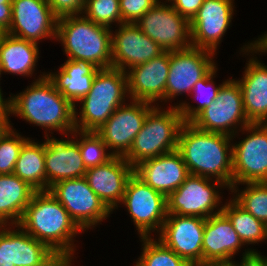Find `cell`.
Wrapping results in <instances>:
<instances>
[{
	"label": "cell",
	"mask_w": 267,
	"mask_h": 266,
	"mask_svg": "<svg viewBox=\"0 0 267 266\" xmlns=\"http://www.w3.org/2000/svg\"><path fill=\"white\" fill-rule=\"evenodd\" d=\"M18 225L56 253L61 266H72L74 237L84 231L49 190L33 194Z\"/></svg>",
	"instance_id": "1"
},
{
	"label": "cell",
	"mask_w": 267,
	"mask_h": 266,
	"mask_svg": "<svg viewBox=\"0 0 267 266\" xmlns=\"http://www.w3.org/2000/svg\"><path fill=\"white\" fill-rule=\"evenodd\" d=\"M9 97V115L44 128V138L50 136L48 133L52 130L63 136L75 130V106L61 95L45 72L26 90Z\"/></svg>",
	"instance_id": "2"
},
{
	"label": "cell",
	"mask_w": 267,
	"mask_h": 266,
	"mask_svg": "<svg viewBox=\"0 0 267 266\" xmlns=\"http://www.w3.org/2000/svg\"><path fill=\"white\" fill-rule=\"evenodd\" d=\"M232 137L221 133L200 130L184 122L178 136L177 150L190 175L208 177L233 185Z\"/></svg>",
	"instance_id": "3"
},
{
	"label": "cell",
	"mask_w": 267,
	"mask_h": 266,
	"mask_svg": "<svg viewBox=\"0 0 267 266\" xmlns=\"http://www.w3.org/2000/svg\"><path fill=\"white\" fill-rule=\"evenodd\" d=\"M55 40L63 45L68 60H84L98 69L112 67L111 29L83 14L59 18Z\"/></svg>",
	"instance_id": "4"
},
{
	"label": "cell",
	"mask_w": 267,
	"mask_h": 266,
	"mask_svg": "<svg viewBox=\"0 0 267 266\" xmlns=\"http://www.w3.org/2000/svg\"><path fill=\"white\" fill-rule=\"evenodd\" d=\"M125 97L130 98L126 72L114 67L98 69L90 91L79 101L80 115L75 108V130L96 131L126 103Z\"/></svg>",
	"instance_id": "5"
},
{
	"label": "cell",
	"mask_w": 267,
	"mask_h": 266,
	"mask_svg": "<svg viewBox=\"0 0 267 266\" xmlns=\"http://www.w3.org/2000/svg\"><path fill=\"white\" fill-rule=\"evenodd\" d=\"M170 106L165 110L161 105H155L148 112L143 127L123 157L133 168L144 160L177 150L184 121L179 108Z\"/></svg>",
	"instance_id": "6"
},
{
	"label": "cell",
	"mask_w": 267,
	"mask_h": 266,
	"mask_svg": "<svg viewBox=\"0 0 267 266\" xmlns=\"http://www.w3.org/2000/svg\"><path fill=\"white\" fill-rule=\"evenodd\" d=\"M190 123L200 130L229 135L232 139L236 135L239 136V132L251 122L244 111L243 96L238 81L230 78L223 81L214 102Z\"/></svg>",
	"instance_id": "7"
},
{
	"label": "cell",
	"mask_w": 267,
	"mask_h": 266,
	"mask_svg": "<svg viewBox=\"0 0 267 266\" xmlns=\"http://www.w3.org/2000/svg\"><path fill=\"white\" fill-rule=\"evenodd\" d=\"M222 188L228 187L221 181L189 175L180 187L166 197L167 214L202 217L205 219L220 214L223 207L220 205L222 197L219 191Z\"/></svg>",
	"instance_id": "8"
},
{
	"label": "cell",
	"mask_w": 267,
	"mask_h": 266,
	"mask_svg": "<svg viewBox=\"0 0 267 266\" xmlns=\"http://www.w3.org/2000/svg\"><path fill=\"white\" fill-rule=\"evenodd\" d=\"M121 204L127 208L140 237L160 233L167 217L166 197L147 185L135 173L126 184Z\"/></svg>",
	"instance_id": "9"
},
{
	"label": "cell",
	"mask_w": 267,
	"mask_h": 266,
	"mask_svg": "<svg viewBox=\"0 0 267 266\" xmlns=\"http://www.w3.org/2000/svg\"><path fill=\"white\" fill-rule=\"evenodd\" d=\"M49 192L84 232L102 224L112 213L90 188L85 177L59 181L49 188Z\"/></svg>",
	"instance_id": "10"
},
{
	"label": "cell",
	"mask_w": 267,
	"mask_h": 266,
	"mask_svg": "<svg viewBox=\"0 0 267 266\" xmlns=\"http://www.w3.org/2000/svg\"><path fill=\"white\" fill-rule=\"evenodd\" d=\"M241 131L248 135L232 144L233 185L267 182V125L250 123Z\"/></svg>",
	"instance_id": "11"
},
{
	"label": "cell",
	"mask_w": 267,
	"mask_h": 266,
	"mask_svg": "<svg viewBox=\"0 0 267 266\" xmlns=\"http://www.w3.org/2000/svg\"><path fill=\"white\" fill-rule=\"evenodd\" d=\"M164 2L156 3L135 24L164 51L192 47L190 21Z\"/></svg>",
	"instance_id": "12"
},
{
	"label": "cell",
	"mask_w": 267,
	"mask_h": 266,
	"mask_svg": "<svg viewBox=\"0 0 267 266\" xmlns=\"http://www.w3.org/2000/svg\"><path fill=\"white\" fill-rule=\"evenodd\" d=\"M215 54L196 47L170 52L165 103L183 93L190 95L194 85L216 66Z\"/></svg>",
	"instance_id": "13"
},
{
	"label": "cell",
	"mask_w": 267,
	"mask_h": 266,
	"mask_svg": "<svg viewBox=\"0 0 267 266\" xmlns=\"http://www.w3.org/2000/svg\"><path fill=\"white\" fill-rule=\"evenodd\" d=\"M127 104L118 107L95 131L114 156L124 157L129 152L134 138L143 127L148 112L155 106L137 100H131Z\"/></svg>",
	"instance_id": "14"
},
{
	"label": "cell",
	"mask_w": 267,
	"mask_h": 266,
	"mask_svg": "<svg viewBox=\"0 0 267 266\" xmlns=\"http://www.w3.org/2000/svg\"><path fill=\"white\" fill-rule=\"evenodd\" d=\"M205 218L167 214L158 239L192 266L203 265Z\"/></svg>",
	"instance_id": "15"
},
{
	"label": "cell",
	"mask_w": 267,
	"mask_h": 266,
	"mask_svg": "<svg viewBox=\"0 0 267 266\" xmlns=\"http://www.w3.org/2000/svg\"><path fill=\"white\" fill-rule=\"evenodd\" d=\"M58 18L47 0H12V20L6 32L39 44L42 39H56Z\"/></svg>",
	"instance_id": "16"
},
{
	"label": "cell",
	"mask_w": 267,
	"mask_h": 266,
	"mask_svg": "<svg viewBox=\"0 0 267 266\" xmlns=\"http://www.w3.org/2000/svg\"><path fill=\"white\" fill-rule=\"evenodd\" d=\"M234 0H204L190 21L192 47L216 53L222 37L231 26Z\"/></svg>",
	"instance_id": "17"
},
{
	"label": "cell",
	"mask_w": 267,
	"mask_h": 266,
	"mask_svg": "<svg viewBox=\"0 0 267 266\" xmlns=\"http://www.w3.org/2000/svg\"><path fill=\"white\" fill-rule=\"evenodd\" d=\"M118 27L111 31L112 67L126 72L164 52L135 23H122Z\"/></svg>",
	"instance_id": "18"
},
{
	"label": "cell",
	"mask_w": 267,
	"mask_h": 266,
	"mask_svg": "<svg viewBox=\"0 0 267 266\" xmlns=\"http://www.w3.org/2000/svg\"><path fill=\"white\" fill-rule=\"evenodd\" d=\"M170 52L164 51L148 62L126 71L129 100L157 104L165 102V88L169 73ZM156 102V103H155Z\"/></svg>",
	"instance_id": "19"
},
{
	"label": "cell",
	"mask_w": 267,
	"mask_h": 266,
	"mask_svg": "<svg viewBox=\"0 0 267 266\" xmlns=\"http://www.w3.org/2000/svg\"><path fill=\"white\" fill-rule=\"evenodd\" d=\"M134 168L120 156H114L108 162L88 168L85 179L90 188L113 212L123 199L125 187Z\"/></svg>",
	"instance_id": "20"
},
{
	"label": "cell",
	"mask_w": 267,
	"mask_h": 266,
	"mask_svg": "<svg viewBox=\"0 0 267 266\" xmlns=\"http://www.w3.org/2000/svg\"><path fill=\"white\" fill-rule=\"evenodd\" d=\"M134 173L165 197L190 175L178 150L140 162L134 167Z\"/></svg>",
	"instance_id": "21"
},
{
	"label": "cell",
	"mask_w": 267,
	"mask_h": 266,
	"mask_svg": "<svg viewBox=\"0 0 267 266\" xmlns=\"http://www.w3.org/2000/svg\"><path fill=\"white\" fill-rule=\"evenodd\" d=\"M46 191L59 181L85 176L79 144L69 138H45Z\"/></svg>",
	"instance_id": "22"
},
{
	"label": "cell",
	"mask_w": 267,
	"mask_h": 266,
	"mask_svg": "<svg viewBox=\"0 0 267 266\" xmlns=\"http://www.w3.org/2000/svg\"><path fill=\"white\" fill-rule=\"evenodd\" d=\"M242 246L245 245L222 212L205 220L202 239L203 264L232 261Z\"/></svg>",
	"instance_id": "23"
},
{
	"label": "cell",
	"mask_w": 267,
	"mask_h": 266,
	"mask_svg": "<svg viewBox=\"0 0 267 266\" xmlns=\"http://www.w3.org/2000/svg\"><path fill=\"white\" fill-rule=\"evenodd\" d=\"M242 79H238L243 107L251 123L267 121V66L257 57L248 58Z\"/></svg>",
	"instance_id": "24"
},
{
	"label": "cell",
	"mask_w": 267,
	"mask_h": 266,
	"mask_svg": "<svg viewBox=\"0 0 267 266\" xmlns=\"http://www.w3.org/2000/svg\"><path fill=\"white\" fill-rule=\"evenodd\" d=\"M7 227V256L14 266H61V258L19 225ZM13 227V228H12Z\"/></svg>",
	"instance_id": "25"
},
{
	"label": "cell",
	"mask_w": 267,
	"mask_h": 266,
	"mask_svg": "<svg viewBox=\"0 0 267 266\" xmlns=\"http://www.w3.org/2000/svg\"><path fill=\"white\" fill-rule=\"evenodd\" d=\"M57 72L47 77L61 95L76 108V104L90 91L98 68L84 60H66Z\"/></svg>",
	"instance_id": "26"
},
{
	"label": "cell",
	"mask_w": 267,
	"mask_h": 266,
	"mask_svg": "<svg viewBox=\"0 0 267 266\" xmlns=\"http://www.w3.org/2000/svg\"><path fill=\"white\" fill-rule=\"evenodd\" d=\"M37 43L7 33L0 35V75L9 73L32 77L38 62Z\"/></svg>",
	"instance_id": "27"
},
{
	"label": "cell",
	"mask_w": 267,
	"mask_h": 266,
	"mask_svg": "<svg viewBox=\"0 0 267 266\" xmlns=\"http://www.w3.org/2000/svg\"><path fill=\"white\" fill-rule=\"evenodd\" d=\"M35 192L15 174L0 175V225H18Z\"/></svg>",
	"instance_id": "28"
},
{
	"label": "cell",
	"mask_w": 267,
	"mask_h": 266,
	"mask_svg": "<svg viewBox=\"0 0 267 266\" xmlns=\"http://www.w3.org/2000/svg\"><path fill=\"white\" fill-rule=\"evenodd\" d=\"M13 174L36 191H46L45 141L40 144L29 138L23 144Z\"/></svg>",
	"instance_id": "29"
},
{
	"label": "cell",
	"mask_w": 267,
	"mask_h": 266,
	"mask_svg": "<svg viewBox=\"0 0 267 266\" xmlns=\"http://www.w3.org/2000/svg\"><path fill=\"white\" fill-rule=\"evenodd\" d=\"M221 205L222 213L229 219L244 245H255L266 240L264 222L253 217L232 198Z\"/></svg>",
	"instance_id": "30"
},
{
	"label": "cell",
	"mask_w": 267,
	"mask_h": 266,
	"mask_svg": "<svg viewBox=\"0 0 267 266\" xmlns=\"http://www.w3.org/2000/svg\"><path fill=\"white\" fill-rule=\"evenodd\" d=\"M244 185L241 191L237 185H232L230 191L233 193V200L253 217L265 223L267 221V182L243 183Z\"/></svg>",
	"instance_id": "31"
},
{
	"label": "cell",
	"mask_w": 267,
	"mask_h": 266,
	"mask_svg": "<svg viewBox=\"0 0 267 266\" xmlns=\"http://www.w3.org/2000/svg\"><path fill=\"white\" fill-rule=\"evenodd\" d=\"M217 65L201 80H199L193 87L191 95L193 94L195 100L198 99L196 107L189 105L186 101L176 103L175 106L179 108L180 114L184 122H191L201 111L214 102L218 91L222 84L215 85L213 78L217 72ZM195 93V94H194ZM178 104V105H177Z\"/></svg>",
	"instance_id": "32"
},
{
	"label": "cell",
	"mask_w": 267,
	"mask_h": 266,
	"mask_svg": "<svg viewBox=\"0 0 267 266\" xmlns=\"http://www.w3.org/2000/svg\"><path fill=\"white\" fill-rule=\"evenodd\" d=\"M140 239L143 242L142 253L134 266H192L159 239L151 236Z\"/></svg>",
	"instance_id": "33"
},
{
	"label": "cell",
	"mask_w": 267,
	"mask_h": 266,
	"mask_svg": "<svg viewBox=\"0 0 267 266\" xmlns=\"http://www.w3.org/2000/svg\"><path fill=\"white\" fill-rule=\"evenodd\" d=\"M69 136H72L79 144L82 161L86 169L102 165L114 157L112 153L107 152V150L109 151L108 147L95 131L74 130Z\"/></svg>",
	"instance_id": "34"
},
{
	"label": "cell",
	"mask_w": 267,
	"mask_h": 266,
	"mask_svg": "<svg viewBox=\"0 0 267 266\" xmlns=\"http://www.w3.org/2000/svg\"><path fill=\"white\" fill-rule=\"evenodd\" d=\"M21 136L11 123L0 135V175L13 174L21 147L29 139Z\"/></svg>",
	"instance_id": "35"
},
{
	"label": "cell",
	"mask_w": 267,
	"mask_h": 266,
	"mask_svg": "<svg viewBox=\"0 0 267 266\" xmlns=\"http://www.w3.org/2000/svg\"><path fill=\"white\" fill-rule=\"evenodd\" d=\"M84 16L100 26L112 29L113 23L122 24L119 0H86Z\"/></svg>",
	"instance_id": "36"
},
{
	"label": "cell",
	"mask_w": 267,
	"mask_h": 266,
	"mask_svg": "<svg viewBox=\"0 0 267 266\" xmlns=\"http://www.w3.org/2000/svg\"><path fill=\"white\" fill-rule=\"evenodd\" d=\"M122 23H136L159 0H119Z\"/></svg>",
	"instance_id": "37"
},
{
	"label": "cell",
	"mask_w": 267,
	"mask_h": 266,
	"mask_svg": "<svg viewBox=\"0 0 267 266\" xmlns=\"http://www.w3.org/2000/svg\"><path fill=\"white\" fill-rule=\"evenodd\" d=\"M53 14L59 19L65 16L82 15L86 0H47Z\"/></svg>",
	"instance_id": "38"
},
{
	"label": "cell",
	"mask_w": 267,
	"mask_h": 266,
	"mask_svg": "<svg viewBox=\"0 0 267 266\" xmlns=\"http://www.w3.org/2000/svg\"><path fill=\"white\" fill-rule=\"evenodd\" d=\"M204 0H170L168 3L188 21H191L197 14Z\"/></svg>",
	"instance_id": "39"
},
{
	"label": "cell",
	"mask_w": 267,
	"mask_h": 266,
	"mask_svg": "<svg viewBox=\"0 0 267 266\" xmlns=\"http://www.w3.org/2000/svg\"><path fill=\"white\" fill-rule=\"evenodd\" d=\"M256 249H247L243 252L241 262L233 261L236 266H267V257L255 251Z\"/></svg>",
	"instance_id": "40"
},
{
	"label": "cell",
	"mask_w": 267,
	"mask_h": 266,
	"mask_svg": "<svg viewBox=\"0 0 267 266\" xmlns=\"http://www.w3.org/2000/svg\"><path fill=\"white\" fill-rule=\"evenodd\" d=\"M257 39L255 41L248 43V45L245 44L241 48L242 50H240L241 53L244 52L242 54L245 55H249L250 53H252V55H254V53L256 54L267 53V33L266 34L264 33V35L262 34V36Z\"/></svg>",
	"instance_id": "41"
},
{
	"label": "cell",
	"mask_w": 267,
	"mask_h": 266,
	"mask_svg": "<svg viewBox=\"0 0 267 266\" xmlns=\"http://www.w3.org/2000/svg\"><path fill=\"white\" fill-rule=\"evenodd\" d=\"M7 226L0 225V266H14L7 256Z\"/></svg>",
	"instance_id": "42"
},
{
	"label": "cell",
	"mask_w": 267,
	"mask_h": 266,
	"mask_svg": "<svg viewBox=\"0 0 267 266\" xmlns=\"http://www.w3.org/2000/svg\"><path fill=\"white\" fill-rule=\"evenodd\" d=\"M12 20V4H0V32L6 33Z\"/></svg>",
	"instance_id": "43"
},
{
	"label": "cell",
	"mask_w": 267,
	"mask_h": 266,
	"mask_svg": "<svg viewBox=\"0 0 267 266\" xmlns=\"http://www.w3.org/2000/svg\"><path fill=\"white\" fill-rule=\"evenodd\" d=\"M2 90H0V121H10L9 120V97L7 99L3 98Z\"/></svg>",
	"instance_id": "44"
},
{
	"label": "cell",
	"mask_w": 267,
	"mask_h": 266,
	"mask_svg": "<svg viewBox=\"0 0 267 266\" xmlns=\"http://www.w3.org/2000/svg\"><path fill=\"white\" fill-rule=\"evenodd\" d=\"M202 266H236L233 261H220V262H209Z\"/></svg>",
	"instance_id": "45"
},
{
	"label": "cell",
	"mask_w": 267,
	"mask_h": 266,
	"mask_svg": "<svg viewBox=\"0 0 267 266\" xmlns=\"http://www.w3.org/2000/svg\"><path fill=\"white\" fill-rule=\"evenodd\" d=\"M11 121H0V135L9 127Z\"/></svg>",
	"instance_id": "46"
},
{
	"label": "cell",
	"mask_w": 267,
	"mask_h": 266,
	"mask_svg": "<svg viewBox=\"0 0 267 266\" xmlns=\"http://www.w3.org/2000/svg\"><path fill=\"white\" fill-rule=\"evenodd\" d=\"M0 4H12V0H0Z\"/></svg>",
	"instance_id": "47"
},
{
	"label": "cell",
	"mask_w": 267,
	"mask_h": 266,
	"mask_svg": "<svg viewBox=\"0 0 267 266\" xmlns=\"http://www.w3.org/2000/svg\"><path fill=\"white\" fill-rule=\"evenodd\" d=\"M264 227H265V236H266V239H267V221L264 223Z\"/></svg>",
	"instance_id": "48"
}]
</instances>
